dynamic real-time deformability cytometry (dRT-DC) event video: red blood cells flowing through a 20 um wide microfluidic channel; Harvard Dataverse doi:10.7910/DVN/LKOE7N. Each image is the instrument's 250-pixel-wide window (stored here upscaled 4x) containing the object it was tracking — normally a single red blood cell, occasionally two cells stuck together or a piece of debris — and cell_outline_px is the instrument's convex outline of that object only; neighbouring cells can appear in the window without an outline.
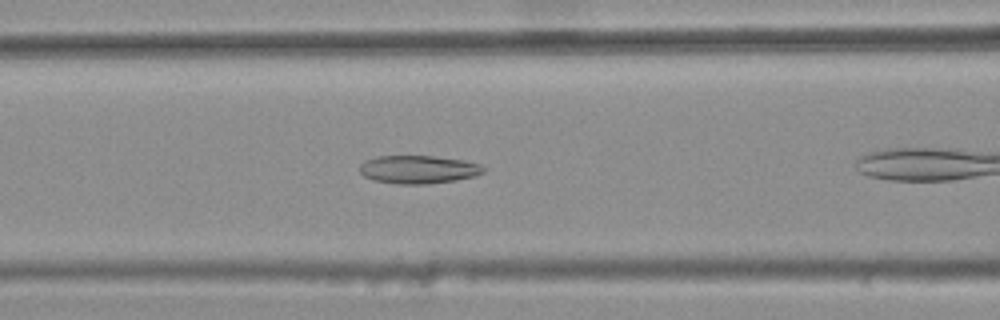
{"species": "common noctule bat (a hibernating species)", "species_latin": "Nyctalus noctula", "temperature_condition": "warm", "stored_images_in_passage": 32, "camera_frame_rate_fps": 3000, "um_per_image_px": 0.085, "animal": {"sex": "female", "body_mass_g": 25.1}, "frame": {"image": 1, "passage_image": 7, "time_ms": 2.0, "image_size_px": [1000, 320], "cell_outline_px": [[484, 172], [476, 176], [456, 180], [428, 184], [396, 184], [372, 180], [364, 176], [360, 172], [360, 164], [364, 160], [376, 156], [432, 156], [464, 160], [480, 164], [484, 168]], "centroid_in_image_um": [35.54, 14.41], "position_along_channel_um": 131.1, "area_um2": 20.46}}
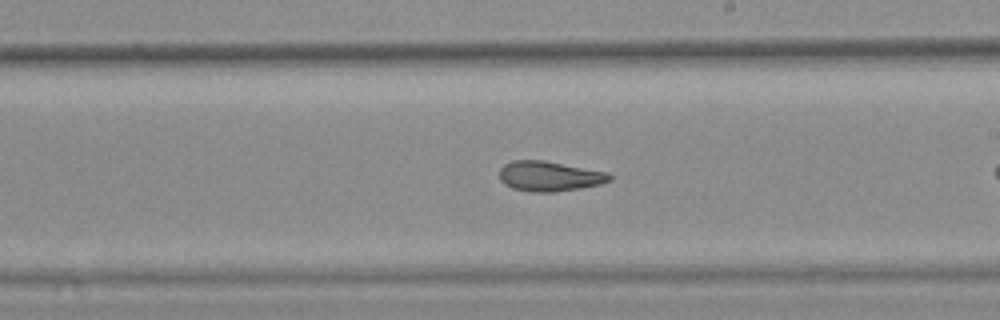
{"frame": {"image": 2, "passage_image": 16, "time_ms": 5.0, "image_size_px": [1000, 320], "cell_outline_px": [[612, 180], [600, 184], [580, 188], [552, 192], [532, 192], [512, 188], [504, 184], [500, 180], [500, 168], [504, 164], [512, 160], [544, 160], [608, 172], [612, 176]], "centroid_in_image_um": [46.7, 14.97], "position_along_channel_um": 242.3, "area_um2": 19.36}}
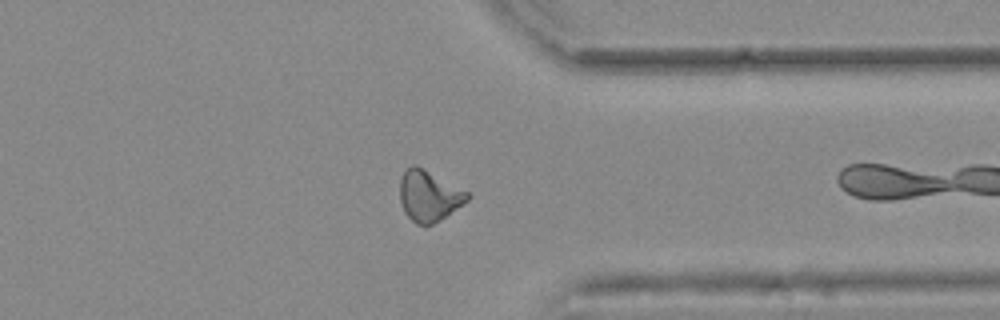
{"frame": {"image": 3, "passage_image": 27, "time_ms": 8.667, "image_size_px": [1000, 320], "cell_outline_px": [[472, 196], [468, 200], [440, 220], [432, 224], [416, 224], [404, 212], [400, 200], [400, 180], [404, 172], [412, 164], [416, 164], [468, 192]], "centroid_in_image_um": [36.45, 16.64], "position_along_channel_um": 374.9, "area_um2": 19.77}, "authors_computed_cell_mechanics": {"area_um2": 19.4208, "velocity_mm_per_s": 3.7159, "shape_relaxation_time_tau1_ms": null, "shape_relaxation_time_tau2_ms": 2.2152, "deformation_change_tau1": null, "deformation_change_tau2": 0.0723}}